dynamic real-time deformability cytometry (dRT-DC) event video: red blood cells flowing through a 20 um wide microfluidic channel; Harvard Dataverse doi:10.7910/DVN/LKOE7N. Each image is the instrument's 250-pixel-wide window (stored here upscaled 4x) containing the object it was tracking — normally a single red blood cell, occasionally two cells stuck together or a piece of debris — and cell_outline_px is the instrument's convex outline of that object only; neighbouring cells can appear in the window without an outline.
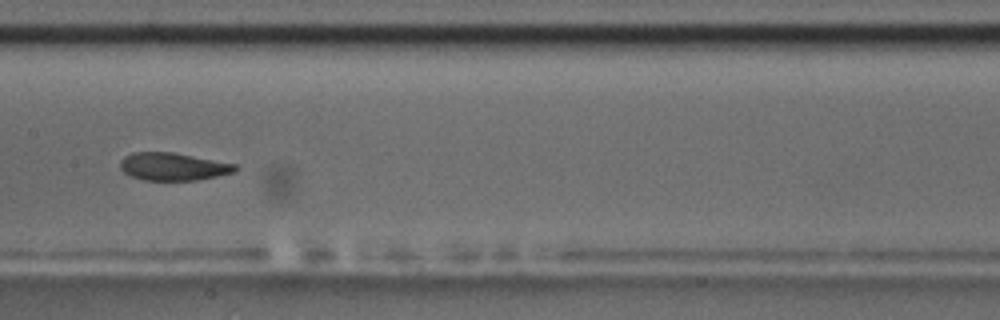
{"species": "common noctule bat (a hibernating species)", "species_latin": "Nyctalus noctula", "temperature_condition": "room temperature", "stored_images_in_passage": 11, "camera_frame_rate_fps": 3000, "um_per_image_px": 0.085, "animal": {"sex": "male", "body_mass_g": 17.5, "forearm_length_mm": 52.3}, "frame": {"image": 1, "passage_image": 8, "time_ms": 9.0, "image_size_px": [1000, 320], "cell_outline_px": [[240, 168], [232, 172], [216, 176], [196, 180], [144, 180], [132, 176], [124, 172], [120, 168], [120, 160], [124, 156], [132, 152], [172, 152], [236, 164]], "centroid_in_image_um": [14.69, 14.15], "position_along_channel_um": 192.7, "area_um2": 18.44}}